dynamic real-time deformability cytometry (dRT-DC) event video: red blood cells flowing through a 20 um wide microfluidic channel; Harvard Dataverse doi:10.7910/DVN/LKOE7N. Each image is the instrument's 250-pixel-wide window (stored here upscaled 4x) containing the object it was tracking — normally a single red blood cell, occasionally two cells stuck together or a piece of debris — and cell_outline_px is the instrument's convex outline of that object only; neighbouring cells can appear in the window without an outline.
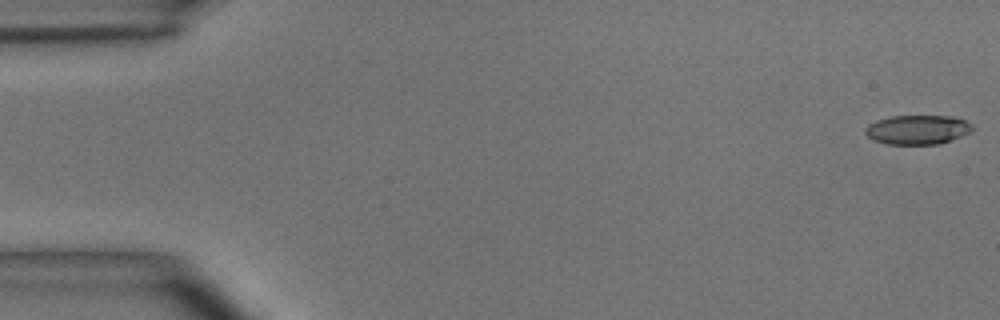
{"species": "common noctule bat (a hibernating species)", "species_latin": "Nyctalus noctula", "temperature_condition": "room temperature", "stored_images_in_passage": 50, "camera_frame_rate_fps": 3000, "um_per_image_px": 0.085, "animal": {"sex": "male", "body_mass_g": 15.6}, "frame": {"image": 1, "passage_image": 1, "time_ms": 0.0, "image_size_px": [1000, 320], "cell_outline_px": [[972, 128], [968, 132], [960, 136], [940, 144], [888, 144], [872, 140], [864, 132], [864, 128], [868, 124], [876, 120], [892, 116], [956, 116], [972, 124]], "centroid_in_image_um": [77.94, 11.02], "position_along_channel_um": 7.1, "area_um2": 18.26}}
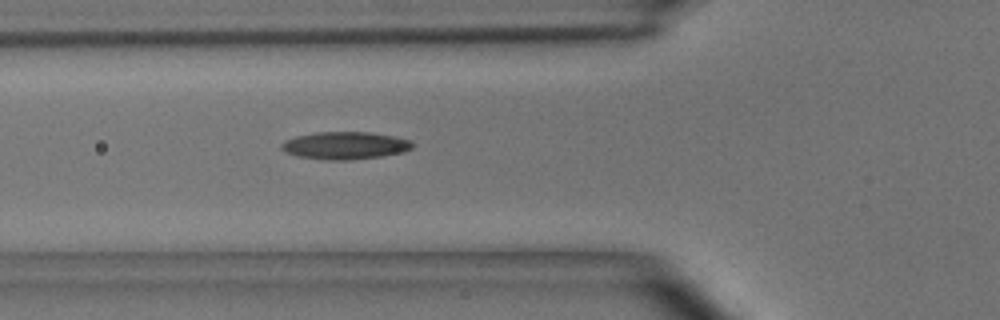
{"frame": {"image": 2, "passage_image": 18, "time_ms": 5.667, "image_size_px": [1000, 320], "cell_outline_px": [[412, 148], [404, 152], [384, 156], [352, 160], [328, 160], [296, 156], [280, 148], [280, 144], [284, 140], [296, 136], [316, 132], [372, 132], [412, 140]], "centroid_in_image_um": [29.34, 12.37], "position_along_channel_um": 96.5, "area_um2": 21.15}}
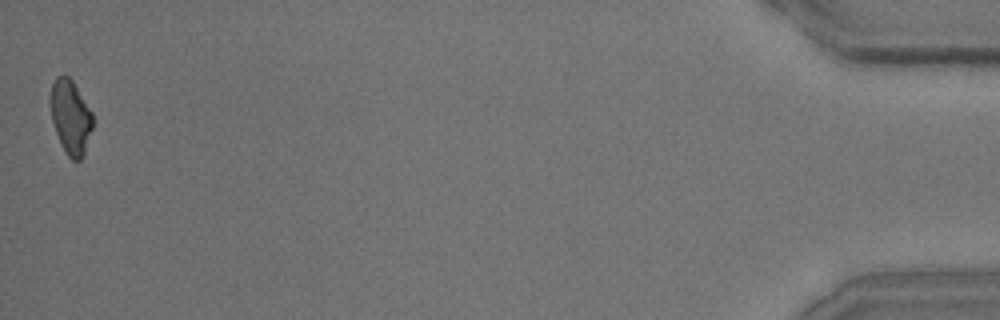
{"frame": {"image": 3, "passage_image": 50, "time_ms": 16.333, "image_size_px": [1000, 320], "cell_outline_px": [[96, 124], [84, 152], [80, 160], [72, 160], [68, 156], [60, 144], [52, 120], [52, 84], [56, 76], [68, 76], [72, 80], [92, 112]], "centroid_in_image_um": [6.06, 9.98], "position_along_channel_um": 429.1, "area_um2": 18.15}, "authors_computed_cell_mechanics": {"area_um2": 19.3341, "velocity_mm_per_s": 3.9762, "shape_relaxation_time_tau1_ms": 5.2524, "shape_relaxation_time_tau2_ms": 3.504, "deformation_change_tau1": 0.1807, "deformation_change_tau2": 0.1247}}